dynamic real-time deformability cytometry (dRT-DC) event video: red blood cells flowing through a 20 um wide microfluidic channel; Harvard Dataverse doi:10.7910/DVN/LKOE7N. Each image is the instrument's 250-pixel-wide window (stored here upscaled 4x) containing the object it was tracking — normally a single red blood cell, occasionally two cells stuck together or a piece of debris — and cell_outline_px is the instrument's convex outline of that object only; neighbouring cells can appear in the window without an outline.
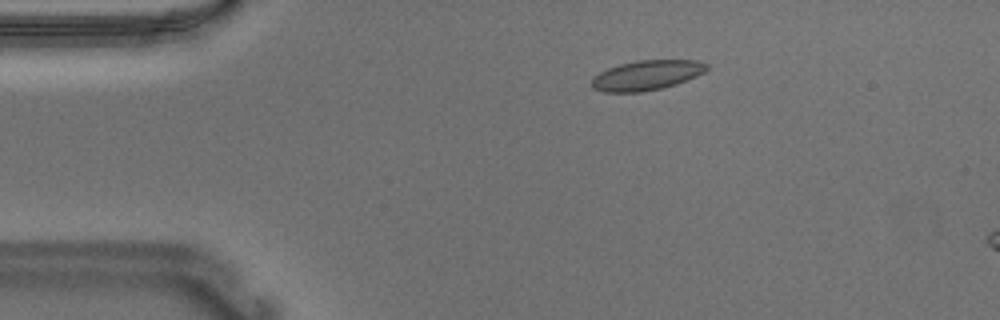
{"species": "Egyptian fruit bat (a non-hibernating species)", "species_latin": "Rousettus aegyptiacus", "temperature_condition": "warm", "stored_images_in_passage": 16, "camera_frame_rate_fps": 3000, "um_per_image_px": 0.085, "animal": {"sex": "male"}, "frame": {"image": 1, "passage_image": 10, "time_ms": 3.0, "image_size_px": [1000, 320], "cell_outline_px": [[708, 68], [704, 72], [696, 76], [676, 84], [660, 88], [640, 92], [604, 92], [592, 88], [592, 76], [608, 68], [620, 64], [636, 60], [696, 60], [708, 64]], "centroid_in_image_um": [54.95, 6.39], "position_along_channel_um": 30.1, "area_um2": 19.94}}